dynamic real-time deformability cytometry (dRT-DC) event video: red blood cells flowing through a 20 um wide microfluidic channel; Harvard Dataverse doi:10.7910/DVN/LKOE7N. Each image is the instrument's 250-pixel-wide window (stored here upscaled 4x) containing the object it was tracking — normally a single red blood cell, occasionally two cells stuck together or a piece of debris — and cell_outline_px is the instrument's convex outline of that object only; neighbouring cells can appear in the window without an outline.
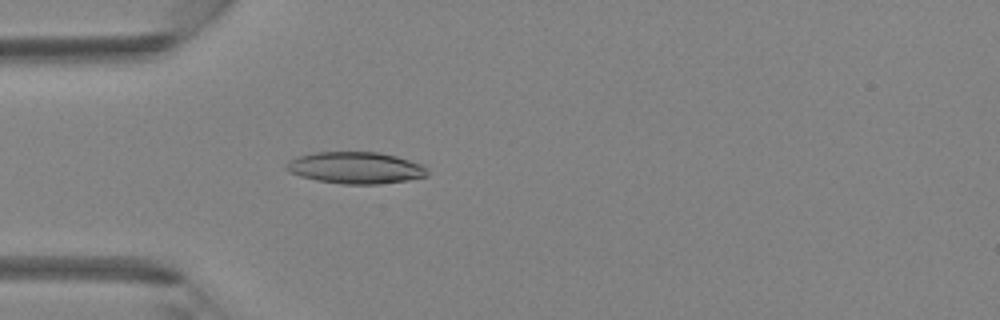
{"species": "Egyptian fruit bat (a non-hibernating species)", "species_latin": "Rousettus aegyptiacus", "temperature_condition": "room temperature", "stored_images_in_passage": 33, "camera_frame_rate_fps": 3000, "um_per_image_px": 0.085, "animal": {"sex": "female"}, "frame": {"image": 1, "passage_image": 2, "time_ms": 0.333, "image_size_px": [1000, 320], "cell_outline_px": [[428, 176], [408, 180], [380, 184], [344, 184], [316, 180], [300, 176], [288, 172], [284, 168], [284, 164], [288, 160], [300, 156], [316, 152], [380, 152], [396, 156], [424, 164], [428, 172]], "centroid_in_image_um": [30.23, 14.26], "position_along_channel_um": 54.8, "area_um2": 26.3}}
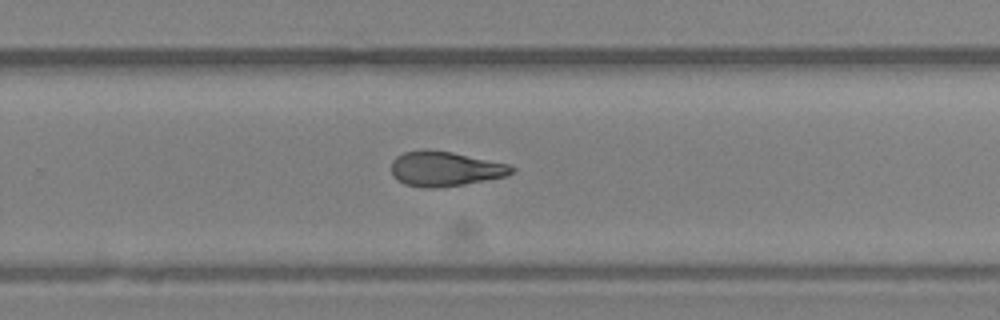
{"frame": {"image": 2, "passage_image": 18, "time_ms": 5.667, "image_size_px": [1000, 320], "cell_outline_px": [[516, 172], [508, 176], [464, 184], [436, 188], [424, 188], [404, 184], [396, 180], [392, 176], [392, 160], [396, 156], [404, 152], [424, 148], [428, 148], [452, 152], [508, 164], [516, 168]], "centroid_in_image_um": [37.82, 14.34], "position_along_channel_um": 292.0, "area_um2": 24.8}}
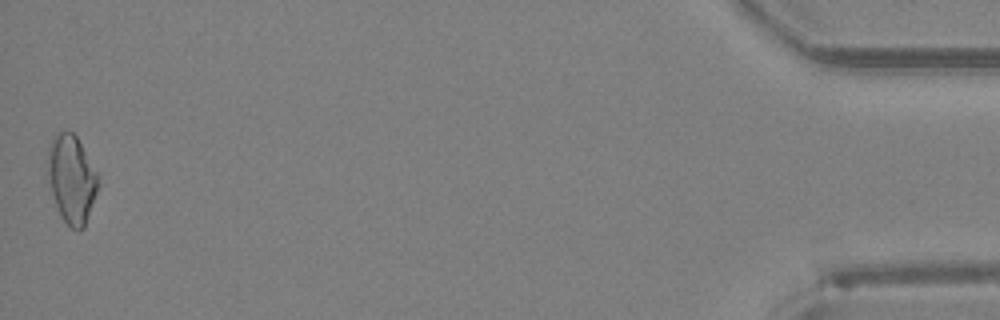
{"frame": {"image": 3, "passage_image": 33, "time_ms": 10.667, "image_size_px": [1000, 320], "cell_outline_px": [[100, 184], [84, 228], [72, 228], [60, 216], [44, 172], [48, 148], [52, 136], [56, 132], [72, 132], [76, 136], [96, 172]], "centroid_in_image_um": [6.03, 15.19], "position_along_channel_um": 429.2, "area_um2": 26.13}}